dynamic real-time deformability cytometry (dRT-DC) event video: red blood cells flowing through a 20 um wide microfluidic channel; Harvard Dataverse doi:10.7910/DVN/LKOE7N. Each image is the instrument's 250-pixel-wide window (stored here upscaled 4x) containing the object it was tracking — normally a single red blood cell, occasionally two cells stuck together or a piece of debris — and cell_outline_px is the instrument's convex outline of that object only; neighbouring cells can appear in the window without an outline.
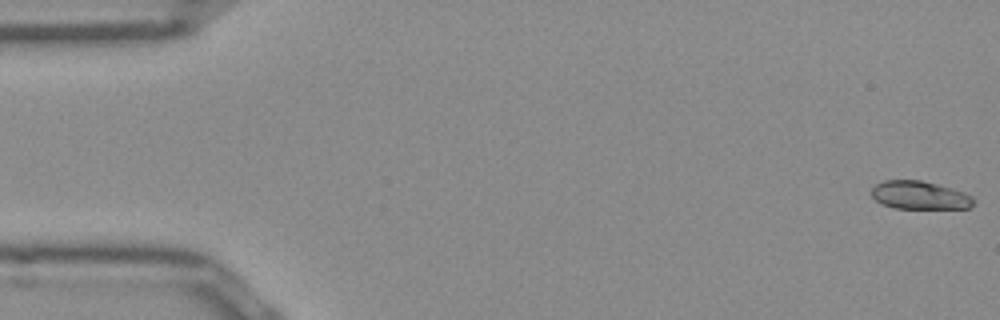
{"species": "Egyptian fruit bat (a non-hibernating species)", "species_latin": "Rousettus aegyptiacus", "temperature_condition": "room temperature", "stored_images_in_passage": 52, "camera_frame_rate_fps": 3000, "um_per_image_px": 0.085, "frame": {"image": 1, "passage_image": 1, "time_ms": 0.0, "image_size_px": [1000, 320], "cell_outline_px": [[972, 204], [968, 208], [892, 208], [880, 204], [872, 196], [872, 188], [876, 184], [884, 180], [920, 180], [952, 188], [964, 192], [972, 196]], "centroid_in_image_um": [78.12, 16.59], "position_along_channel_um": 6.9, "area_um2": 16.65}}
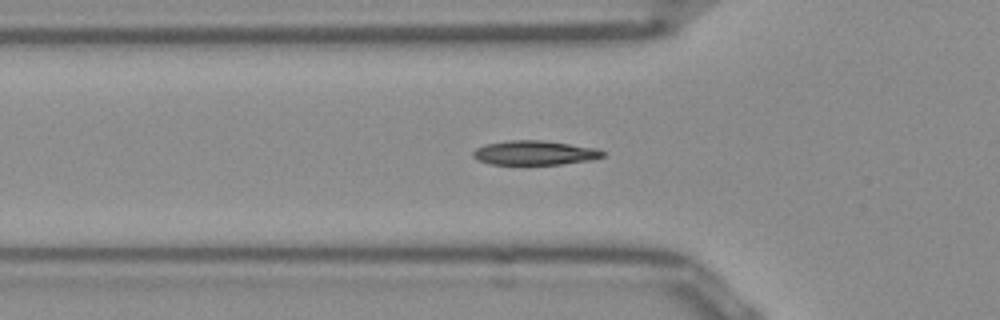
{"frame": {"image": 2, "passage_image": 17, "time_ms": 5.333, "image_size_px": [1000, 320], "cell_outline_px": [[604, 156], [592, 160], [560, 164], [488, 164], [476, 160], [472, 156], [472, 152], [476, 148], [484, 144], [508, 140], [540, 140], [596, 148], [604, 152]], "centroid_in_image_um": [45.38, 12.99], "position_along_channel_um": 80.4, "area_um2": 18.38}}
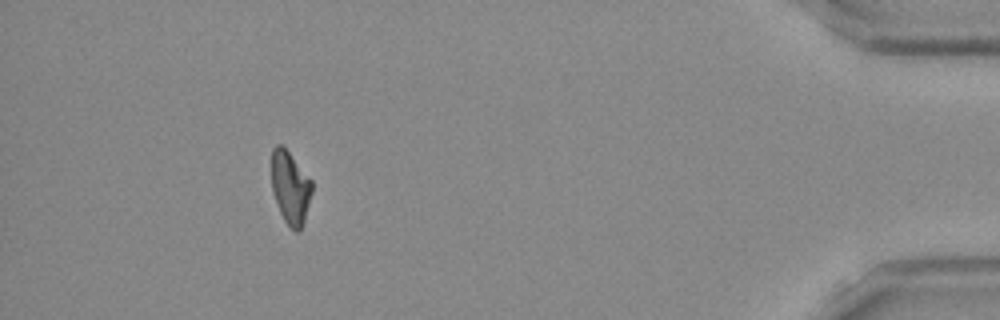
{"frame": {"image": 3, "passage_image": 47, "time_ms": 15.333, "image_size_px": [1000, 320], "cell_outline_px": [[312, 192], [304, 220], [300, 232], [296, 232], [284, 220], [280, 212], [272, 192], [272, 148], [276, 144], [280, 144], [288, 152], [312, 180]], "centroid_in_image_um": [24.67, 15.95], "position_along_channel_um": 410.5, "area_um2": 16.94}, "authors_computed_cell_mechanics": {"area_um2": 17.8313, "velocity_mm_per_s": 3.9294, "shape_relaxation_time_tau1_ms": 8.7295, "shape_relaxation_time_tau2_ms": 2.104, "deformation_change_tau1": 0.2266, "deformation_change_tau2": 0.0647}}